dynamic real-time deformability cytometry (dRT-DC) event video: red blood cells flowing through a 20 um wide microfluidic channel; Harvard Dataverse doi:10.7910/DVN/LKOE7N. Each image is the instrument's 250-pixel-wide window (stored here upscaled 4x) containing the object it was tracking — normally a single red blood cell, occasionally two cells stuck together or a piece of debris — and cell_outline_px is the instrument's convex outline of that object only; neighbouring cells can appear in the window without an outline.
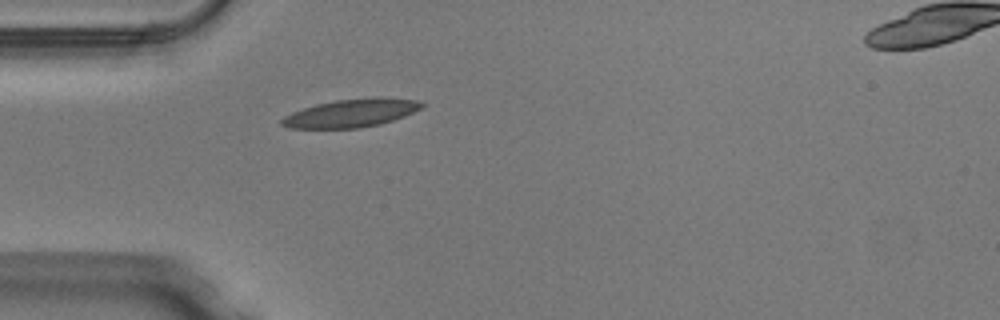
{"species": "Egyptian fruit bat (a non-hibernating species)", "species_latin": "Rousettus aegyptiacus", "temperature_condition": "warm", "stored_images_in_passage": 36, "camera_frame_rate_fps": 3000, "um_per_image_px": 0.085, "animal": {"sex": "male"}, "frame": {"image": 1, "passage_image": 1, "time_ms": 0.0, "image_size_px": [1000, 320], "cell_outline_px": [[424, 108], [404, 116], [380, 124], [360, 128], [288, 128], [280, 124], [280, 120], [284, 116], [292, 112], [316, 104], [336, 100], [372, 96], [380, 96], [416, 100], [424, 104]], "centroid_in_image_um": [29.87, 9.6], "position_along_channel_um": 55.1, "area_um2": 23.18}}
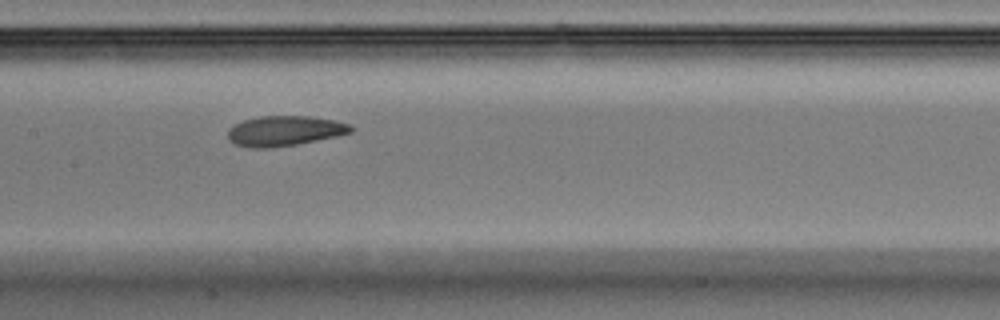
{"frame": {"image": 2, "passage_image": 11, "time_ms": 3.333, "image_size_px": [1000, 320], "cell_outline_px": [[356, 128], [352, 132], [336, 136], [296, 144], [272, 148], [248, 148], [236, 144], [228, 140], [228, 128], [244, 120], [260, 116], [308, 116], [332, 120], [348, 124]], "centroid_in_image_um": [24.16, 11.13], "position_along_channel_um": 183.2, "area_um2": 21.5}}
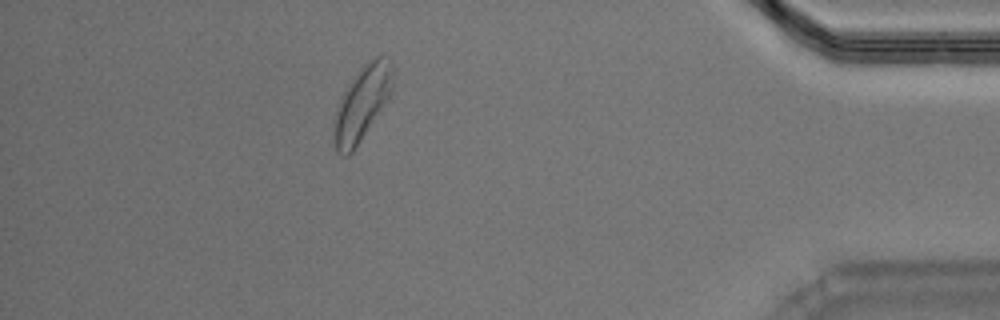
{"frame": {"image": 3, "passage_image": 31, "time_ms": 10.0, "image_size_px": [1000, 320], "cell_outline_px": [[392, 92], [352, 152], [348, 156], [344, 156], [336, 152], [332, 140], [336, 108], [352, 76], [372, 56], [380, 56], [392, 60]], "centroid_in_image_um": [30.74, 8.77], "position_along_channel_um": 404.5, "area_um2": 25.32}, "authors_computed_cell_mechanics": {"area_um2": 21.9929, "velocity_mm_per_s": 4.0, "shape_relaxation_time_tau1_ms": 4.2152, "shape_relaxation_time_tau2_ms": 2.3232, "deformation_change_tau1": 0.1169, "deformation_change_tau2": 0.0856}}